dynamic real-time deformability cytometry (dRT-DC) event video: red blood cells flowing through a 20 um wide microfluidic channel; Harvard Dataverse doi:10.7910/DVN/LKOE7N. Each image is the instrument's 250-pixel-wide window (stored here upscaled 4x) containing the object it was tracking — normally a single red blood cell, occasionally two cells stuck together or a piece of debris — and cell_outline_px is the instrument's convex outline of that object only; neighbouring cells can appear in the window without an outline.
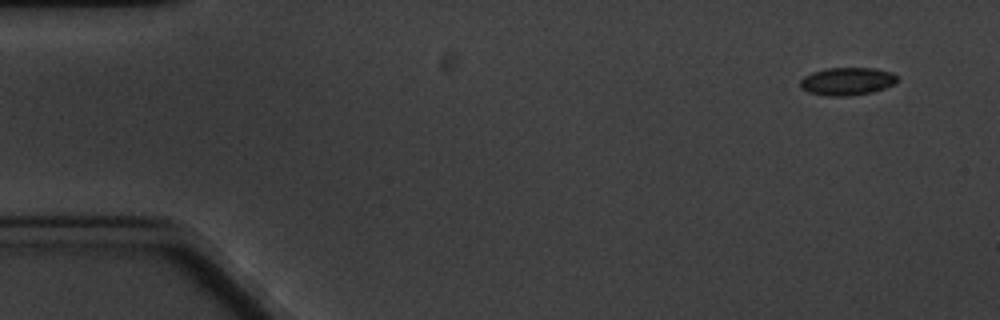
{"species": "common noctule bat (a hibernating species)", "species_latin": "Nyctalus noctula", "temperature_condition": "cold", "stored_images_in_passage": 5, "camera_frame_rate_fps": 3000, "um_per_image_px": 0.085, "animal": {"sex": "male", "body_mass_g": 20.1, "forearm_length_mm": 53.5}, "frame": {"image": 1, "passage_image": 1, "time_ms": 0.0, "image_size_px": [1000, 320], "cell_outline_px": [[896, 80], [892, 84], [884, 88], [872, 92], [848, 96], [828, 96], [808, 92], [800, 88], [800, 80], [804, 76], [812, 72], [828, 68], [876, 68], [892, 72], [896, 76]], "centroid_in_image_um": [71.97, 6.91], "position_along_channel_um": 13.0, "area_um2": 15.66}}
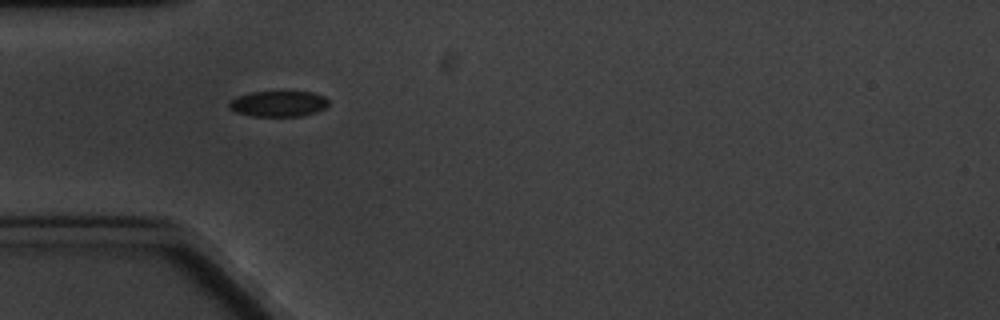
{"frame": {"image": 2, "passage_image": 5, "time_ms": 4.667, "image_size_px": [1000, 320], "cell_outline_px": [[328, 104], [324, 108], [316, 112], [300, 116], [252, 116], [236, 112], [228, 108], [228, 104], [236, 96], [252, 92], [312, 92], [324, 96], [328, 100]], "centroid_in_image_um": [23.65, 8.82], "position_along_channel_um": 61.4, "area_um2": 14.85}}